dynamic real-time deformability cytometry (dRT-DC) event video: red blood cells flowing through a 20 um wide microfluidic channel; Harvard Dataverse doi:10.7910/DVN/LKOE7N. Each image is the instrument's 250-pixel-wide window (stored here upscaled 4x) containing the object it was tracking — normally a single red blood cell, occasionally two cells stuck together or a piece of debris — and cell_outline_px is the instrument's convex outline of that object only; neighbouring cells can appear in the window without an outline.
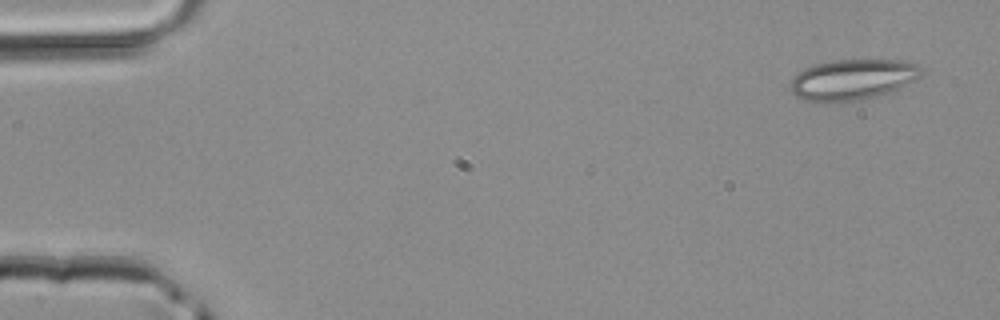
{"species": "common noctule bat (a hibernating species)", "species_latin": "Nyctalus noctula", "temperature_condition": "room temperature", "stored_images_in_passage": 3, "camera_frame_rate_fps": 3000, "um_per_image_px": 0.085, "animal": {"sex": "male", "body_mass_g": 20.4}, "frame": {"image": 1, "passage_image": 1, "time_ms": 0.0, "image_size_px": [1000, 320], "cell_outline_px": [[924, 72], [920, 76], [896, 88], [876, 96], [864, 100], [824, 104], [804, 100], [796, 96], [788, 88], [788, 84], [792, 76], [804, 68], [816, 64], [832, 60], [900, 60], [916, 64], [924, 68]], "centroid_in_image_um": [72.37, 6.78], "position_along_channel_um": 12.6, "area_um2": 31.44}}